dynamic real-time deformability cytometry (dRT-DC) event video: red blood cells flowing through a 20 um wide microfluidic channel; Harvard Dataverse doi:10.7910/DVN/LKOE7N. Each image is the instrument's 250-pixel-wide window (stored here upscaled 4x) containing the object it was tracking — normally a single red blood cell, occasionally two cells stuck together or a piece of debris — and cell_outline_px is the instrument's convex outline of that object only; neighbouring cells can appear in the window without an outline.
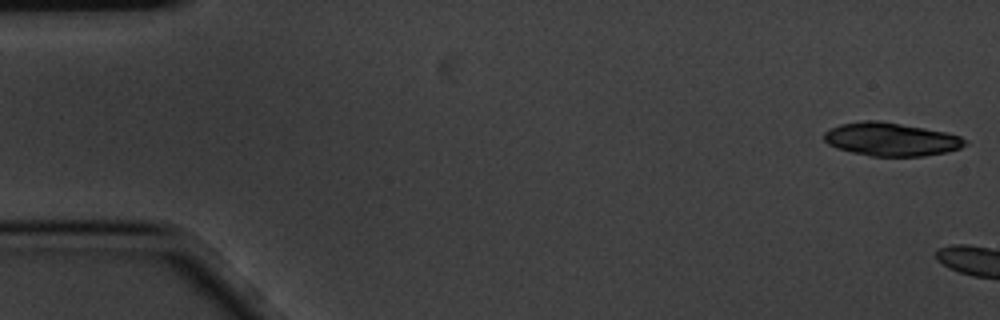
{"species": "common noctule bat (a hibernating species)", "species_latin": "Nyctalus noctula", "temperature_condition": "cold", "stored_images_in_passage": 3, "camera_frame_rate_fps": 3000, "um_per_image_px": 0.085, "animal": {"sex": "male", "body_mass_g": 20.1, "forearm_length_mm": 53.5}, "frame": {"image": 1, "passage_image": 1, "time_ms": 0.0, "image_size_px": [1000, 320], "cell_outline_px": [[968, 144], [960, 148], [948, 152], [924, 156], [872, 156], [852, 152], [836, 148], [828, 144], [824, 140], [824, 132], [840, 124], [864, 120], [880, 120], [924, 128], [944, 132], [960, 136], [968, 140]], "centroid_in_image_um": [75.76, 11.84], "position_along_channel_um": 9.2, "area_um2": 27.4}}